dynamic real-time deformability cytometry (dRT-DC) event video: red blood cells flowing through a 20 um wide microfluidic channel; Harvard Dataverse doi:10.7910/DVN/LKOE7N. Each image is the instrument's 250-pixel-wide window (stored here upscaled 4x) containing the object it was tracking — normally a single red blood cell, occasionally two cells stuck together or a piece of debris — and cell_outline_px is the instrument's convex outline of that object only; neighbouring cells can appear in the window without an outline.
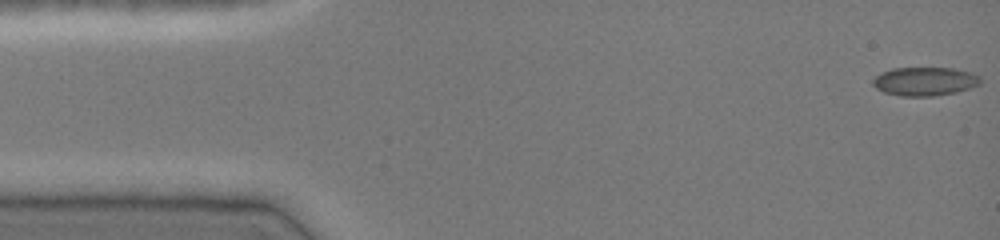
{"species": "common noctule bat (a hibernating species)", "species_latin": "Nyctalus noctula", "temperature_condition": "cold", "stored_images_in_passage": 47, "camera_frame_rate_fps": 3000, "um_per_image_px": 0.085, "animal": {"sex": "female", "body_mass_g": 19.0, "forearm_length_mm": 51.5}, "frame": {"image": 1, "passage_image": 1, "time_ms": 0.0, "image_size_px": [1000, 240], "cell_outline_px": [[980, 84], [956, 92], [932, 96], [900, 96], [884, 92], [876, 88], [872, 84], [872, 80], [880, 72], [892, 68], [952, 68], [972, 72], [980, 76]], "centroid_in_image_um": [78.58, 6.91], "position_along_channel_um": 6.4, "area_um2": 17.98}}
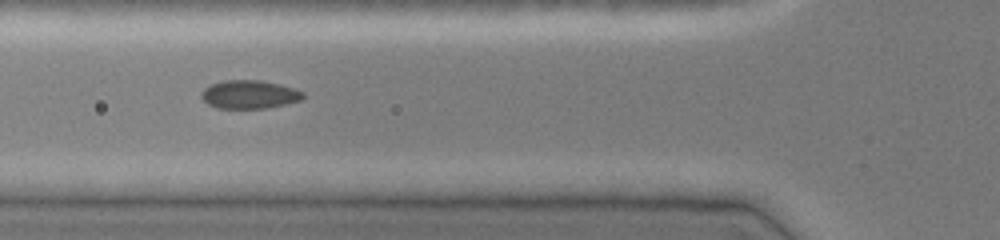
{"frame": {"image": 2, "passage_image": 17, "time_ms": 5.333, "image_size_px": [1000, 240], "cell_outline_px": [[304, 96], [300, 100], [284, 104], [264, 108], [216, 108], [208, 104], [200, 96], [200, 92], [204, 88], [212, 84], [224, 80], [260, 80], [280, 84], [304, 92]], "centroid_in_image_um": [21.16, 8.02], "position_along_channel_um": 104.6, "area_um2": 16.7}}
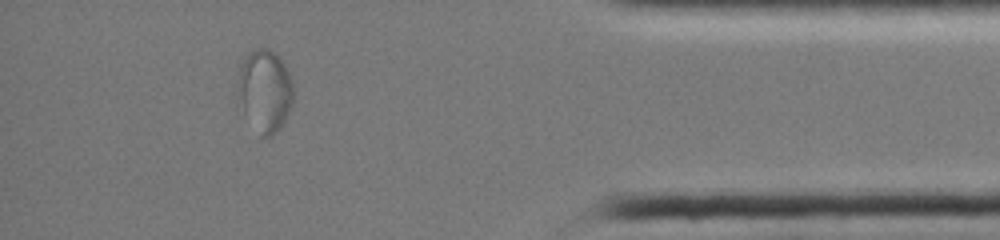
{"frame": {"image": 3, "passage_image": 42, "time_ms": 13.667, "image_size_px": [1000, 240], "cell_outline_px": [[292, 104], [280, 128], [276, 132], [268, 136], [264, 136], [244, 112], [236, 92], [236, 80], [240, 60], [252, 48], [268, 48], [280, 60], [288, 72], [292, 80]], "centroid_in_image_um": [22.46, 7.62], "position_along_channel_um": 412.7, "area_um2": 26.36}}